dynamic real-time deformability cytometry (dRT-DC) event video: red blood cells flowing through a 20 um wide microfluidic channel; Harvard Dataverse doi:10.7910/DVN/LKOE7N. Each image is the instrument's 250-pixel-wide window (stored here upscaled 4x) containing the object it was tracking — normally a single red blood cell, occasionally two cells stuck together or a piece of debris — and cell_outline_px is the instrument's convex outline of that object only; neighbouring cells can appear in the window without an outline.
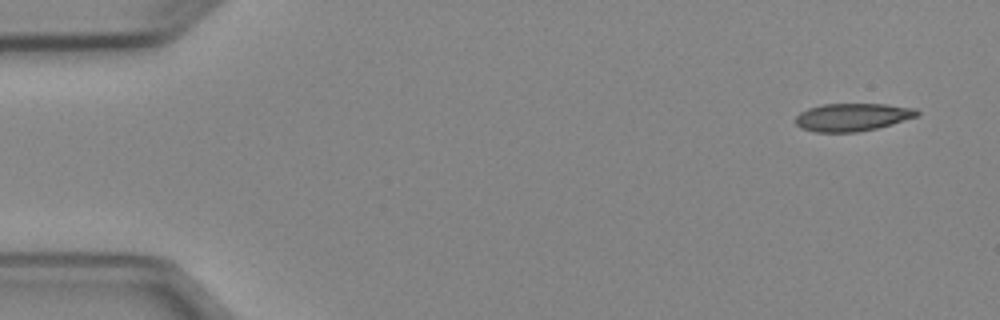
{"species": "Egyptian fruit bat (a non-hibernating species)", "species_latin": "Rousettus aegyptiacus", "temperature_condition": "cold", "stored_images_in_passage": 6, "camera_frame_rate_fps": 3000, "um_per_image_px": 0.085, "animal": {"sex": "female"}, "frame": {"image": 1, "passage_image": 1, "time_ms": 0.0, "image_size_px": [1000, 320], "cell_outline_px": [[920, 112], [916, 116], [876, 128], [856, 132], [816, 132], [800, 128], [796, 124], [796, 116], [800, 112], [808, 108], [824, 104], [888, 104], [916, 108]], "centroid_in_image_um": [72.42, 9.95], "position_along_channel_um": 12.6, "area_um2": 19.54}}
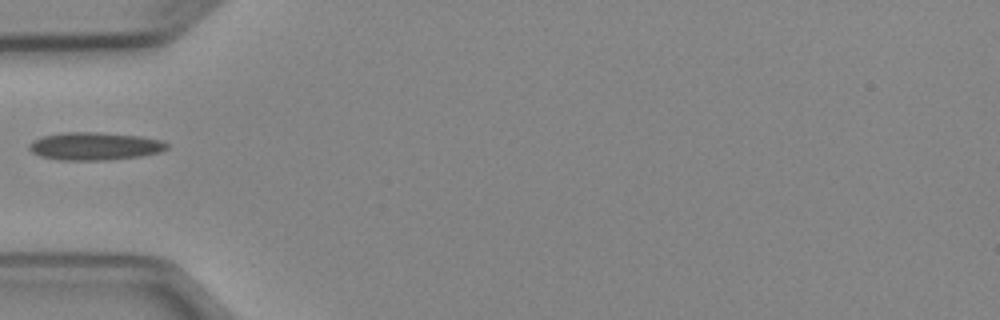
{"frame": {"image": 2, "passage_image": 5, "time_ms": 4.667, "image_size_px": [1000, 320], "cell_outline_px": [[168, 148], [160, 152], [140, 156], [112, 160], [60, 160], [40, 156], [32, 152], [28, 148], [28, 144], [32, 140], [44, 136], [60, 132], [100, 132], [140, 136], [160, 140], [168, 144]], "centroid_in_image_um": [8.03, 12.42], "position_along_channel_um": 77.0, "area_um2": 22.48}}
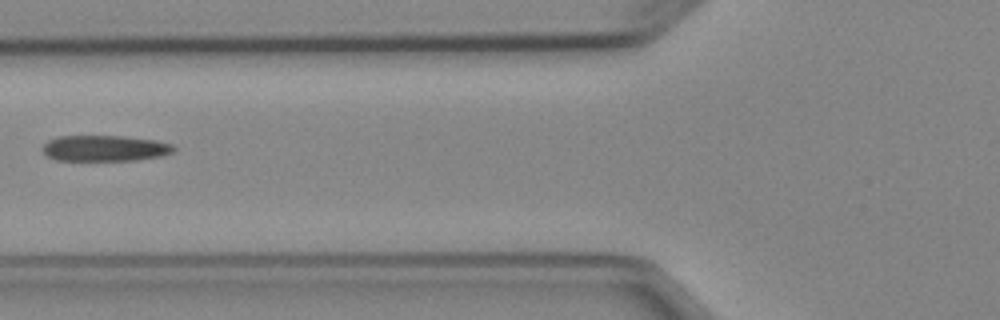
{"frame": {"image": 3, "passage_image": 6, "time_ms": 5.667, "image_size_px": [1000, 320], "cell_outline_px": [[176, 148], [172, 152], [160, 156], [136, 160], [56, 160], [48, 156], [40, 148], [48, 140], [56, 136], [124, 136], [156, 140], [172, 144]], "centroid_in_image_um": [8.89, 12.59], "position_along_channel_um": 116.9, "area_um2": 19.83}}